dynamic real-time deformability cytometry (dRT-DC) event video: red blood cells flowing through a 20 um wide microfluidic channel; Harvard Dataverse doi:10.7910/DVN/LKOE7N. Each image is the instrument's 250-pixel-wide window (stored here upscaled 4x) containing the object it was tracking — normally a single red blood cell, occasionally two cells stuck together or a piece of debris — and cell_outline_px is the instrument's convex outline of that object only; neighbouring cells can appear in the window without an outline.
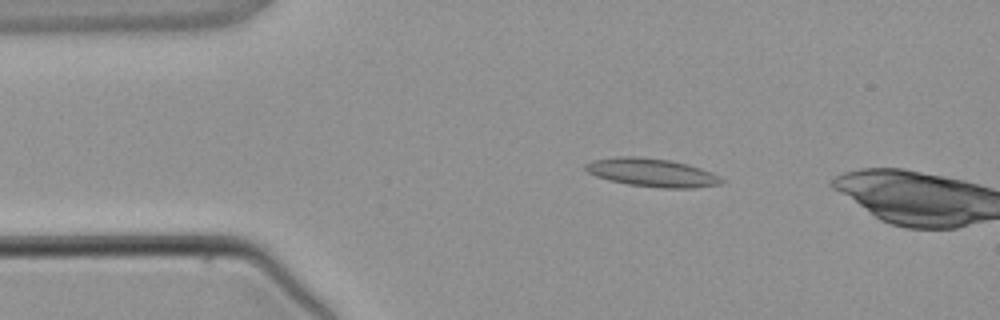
{"species": "common noctule bat (a hibernating species)", "species_latin": "Nyctalus noctula", "temperature_condition": "warm", "stored_images_in_passage": 3, "camera_frame_rate_fps": 3000, "um_per_image_px": 0.085, "animal": {"sex": "male", "body_mass_g": 21.5, "forearm_length_mm": 52.0}, "frame": {"image": 1, "passage_image": 2, "time_ms": 1.333, "image_size_px": [1000, 320], "cell_outline_px": [[724, 180], [720, 184], [692, 188], [660, 188], [628, 184], [608, 180], [596, 176], [588, 172], [584, 168], [584, 164], [592, 160], [620, 156], [640, 156], [672, 160], [688, 164], [712, 172], [720, 176]], "centroid_in_image_um": [55.41, 14.66], "position_along_channel_um": 29.6, "area_um2": 22.6}}